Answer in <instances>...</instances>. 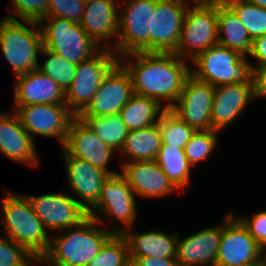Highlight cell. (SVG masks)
I'll return each instance as SVG.
<instances>
[{
	"mask_svg": "<svg viewBox=\"0 0 266 266\" xmlns=\"http://www.w3.org/2000/svg\"><path fill=\"white\" fill-rule=\"evenodd\" d=\"M118 10L116 55L151 52L152 11L156 0H123Z\"/></svg>",
	"mask_w": 266,
	"mask_h": 266,
	"instance_id": "9c48e42d",
	"label": "cell"
},
{
	"mask_svg": "<svg viewBox=\"0 0 266 266\" xmlns=\"http://www.w3.org/2000/svg\"><path fill=\"white\" fill-rule=\"evenodd\" d=\"M249 55L256 59L257 62L255 65L251 64V66L266 65V35L253 39Z\"/></svg>",
	"mask_w": 266,
	"mask_h": 266,
	"instance_id": "b9f144b4",
	"label": "cell"
},
{
	"mask_svg": "<svg viewBox=\"0 0 266 266\" xmlns=\"http://www.w3.org/2000/svg\"><path fill=\"white\" fill-rule=\"evenodd\" d=\"M191 75L214 87L244 83L253 84V69L248 56L241 55L221 44H216L198 54L193 60Z\"/></svg>",
	"mask_w": 266,
	"mask_h": 266,
	"instance_id": "5b68a950",
	"label": "cell"
},
{
	"mask_svg": "<svg viewBox=\"0 0 266 266\" xmlns=\"http://www.w3.org/2000/svg\"><path fill=\"white\" fill-rule=\"evenodd\" d=\"M161 144L162 139L158 123L129 131L123 149L120 151V155L126 158L121 163L155 160Z\"/></svg>",
	"mask_w": 266,
	"mask_h": 266,
	"instance_id": "4316f807",
	"label": "cell"
},
{
	"mask_svg": "<svg viewBox=\"0 0 266 266\" xmlns=\"http://www.w3.org/2000/svg\"><path fill=\"white\" fill-rule=\"evenodd\" d=\"M263 266H266V253L263 255Z\"/></svg>",
	"mask_w": 266,
	"mask_h": 266,
	"instance_id": "f6af8a7d",
	"label": "cell"
},
{
	"mask_svg": "<svg viewBox=\"0 0 266 266\" xmlns=\"http://www.w3.org/2000/svg\"><path fill=\"white\" fill-rule=\"evenodd\" d=\"M252 41L236 13L225 2L218 1V43L247 56Z\"/></svg>",
	"mask_w": 266,
	"mask_h": 266,
	"instance_id": "484cf974",
	"label": "cell"
},
{
	"mask_svg": "<svg viewBox=\"0 0 266 266\" xmlns=\"http://www.w3.org/2000/svg\"><path fill=\"white\" fill-rule=\"evenodd\" d=\"M100 137L105 144L112 148L117 154L123 149L126 137L129 133L122 117L110 116H78Z\"/></svg>",
	"mask_w": 266,
	"mask_h": 266,
	"instance_id": "f546056e",
	"label": "cell"
},
{
	"mask_svg": "<svg viewBox=\"0 0 266 266\" xmlns=\"http://www.w3.org/2000/svg\"><path fill=\"white\" fill-rule=\"evenodd\" d=\"M25 23V24H24ZM43 48L40 25L34 21L0 20V49L15 76L37 70Z\"/></svg>",
	"mask_w": 266,
	"mask_h": 266,
	"instance_id": "277c9868",
	"label": "cell"
},
{
	"mask_svg": "<svg viewBox=\"0 0 266 266\" xmlns=\"http://www.w3.org/2000/svg\"><path fill=\"white\" fill-rule=\"evenodd\" d=\"M0 235L23 246L38 261L47 252L50 236L26 195L2 194ZM3 232V233H2Z\"/></svg>",
	"mask_w": 266,
	"mask_h": 266,
	"instance_id": "3957f363",
	"label": "cell"
},
{
	"mask_svg": "<svg viewBox=\"0 0 266 266\" xmlns=\"http://www.w3.org/2000/svg\"><path fill=\"white\" fill-rule=\"evenodd\" d=\"M133 189L127 180L119 173L109 176L101 187L97 202L88 210L89 216L104 225L101 217L110 222H119L120 225L112 227L114 234H123L136 223L137 202Z\"/></svg>",
	"mask_w": 266,
	"mask_h": 266,
	"instance_id": "52a82bcc",
	"label": "cell"
},
{
	"mask_svg": "<svg viewBox=\"0 0 266 266\" xmlns=\"http://www.w3.org/2000/svg\"><path fill=\"white\" fill-rule=\"evenodd\" d=\"M258 245L261 253L264 255L266 253V239H263Z\"/></svg>",
	"mask_w": 266,
	"mask_h": 266,
	"instance_id": "ee69618b",
	"label": "cell"
},
{
	"mask_svg": "<svg viewBox=\"0 0 266 266\" xmlns=\"http://www.w3.org/2000/svg\"><path fill=\"white\" fill-rule=\"evenodd\" d=\"M222 223L181 238L178 233L176 259L179 266H216Z\"/></svg>",
	"mask_w": 266,
	"mask_h": 266,
	"instance_id": "44dd1931",
	"label": "cell"
},
{
	"mask_svg": "<svg viewBox=\"0 0 266 266\" xmlns=\"http://www.w3.org/2000/svg\"><path fill=\"white\" fill-rule=\"evenodd\" d=\"M118 62L119 57L113 50L101 48L76 65L72 84L65 92V104L76 116L88 106L104 77Z\"/></svg>",
	"mask_w": 266,
	"mask_h": 266,
	"instance_id": "30bf717a",
	"label": "cell"
},
{
	"mask_svg": "<svg viewBox=\"0 0 266 266\" xmlns=\"http://www.w3.org/2000/svg\"><path fill=\"white\" fill-rule=\"evenodd\" d=\"M39 25L43 47L72 63L87 60L101 49L80 24L67 19L46 17Z\"/></svg>",
	"mask_w": 266,
	"mask_h": 266,
	"instance_id": "ba28073f",
	"label": "cell"
},
{
	"mask_svg": "<svg viewBox=\"0 0 266 266\" xmlns=\"http://www.w3.org/2000/svg\"><path fill=\"white\" fill-rule=\"evenodd\" d=\"M254 5L261 7V8H266V0H247Z\"/></svg>",
	"mask_w": 266,
	"mask_h": 266,
	"instance_id": "7bdbcfd3",
	"label": "cell"
},
{
	"mask_svg": "<svg viewBox=\"0 0 266 266\" xmlns=\"http://www.w3.org/2000/svg\"><path fill=\"white\" fill-rule=\"evenodd\" d=\"M12 10L5 18L11 20L40 22L47 17L49 0H12Z\"/></svg>",
	"mask_w": 266,
	"mask_h": 266,
	"instance_id": "8d00e7d4",
	"label": "cell"
},
{
	"mask_svg": "<svg viewBox=\"0 0 266 266\" xmlns=\"http://www.w3.org/2000/svg\"><path fill=\"white\" fill-rule=\"evenodd\" d=\"M241 20L251 39L266 35V8H261L247 0L224 1Z\"/></svg>",
	"mask_w": 266,
	"mask_h": 266,
	"instance_id": "4dcf8cb0",
	"label": "cell"
},
{
	"mask_svg": "<svg viewBox=\"0 0 266 266\" xmlns=\"http://www.w3.org/2000/svg\"><path fill=\"white\" fill-rule=\"evenodd\" d=\"M193 0H156L152 11L151 52H175L187 8Z\"/></svg>",
	"mask_w": 266,
	"mask_h": 266,
	"instance_id": "5bb4252c",
	"label": "cell"
},
{
	"mask_svg": "<svg viewBox=\"0 0 266 266\" xmlns=\"http://www.w3.org/2000/svg\"><path fill=\"white\" fill-rule=\"evenodd\" d=\"M187 61L174 52H133L119 57L131 76L134 94L154 99L166 110L175 105L191 75Z\"/></svg>",
	"mask_w": 266,
	"mask_h": 266,
	"instance_id": "6da1fadb",
	"label": "cell"
},
{
	"mask_svg": "<svg viewBox=\"0 0 266 266\" xmlns=\"http://www.w3.org/2000/svg\"><path fill=\"white\" fill-rule=\"evenodd\" d=\"M255 99L266 98V65L252 66Z\"/></svg>",
	"mask_w": 266,
	"mask_h": 266,
	"instance_id": "ab89813d",
	"label": "cell"
},
{
	"mask_svg": "<svg viewBox=\"0 0 266 266\" xmlns=\"http://www.w3.org/2000/svg\"><path fill=\"white\" fill-rule=\"evenodd\" d=\"M240 217L238 218L247 227L250 235L258 244L263 239H266V209L258 212L256 211L251 217L245 215Z\"/></svg>",
	"mask_w": 266,
	"mask_h": 266,
	"instance_id": "f35d334b",
	"label": "cell"
},
{
	"mask_svg": "<svg viewBox=\"0 0 266 266\" xmlns=\"http://www.w3.org/2000/svg\"><path fill=\"white\" fill-rule=\"evenodd\" d=\"M40 55L41 57L44 55L47 58L44 59L45 61L42 62V64H39L38 69L49 76L64 92H66L74 79L77 64L64 59L60 55L44 47Z\"/></svg>",
	"mask_w": 266,
	"mask_h": 266,
	"instance_id": "836d02e7",
	"label": "cell"
},
{
	"mask_svg": "<svg viewBox=\"0 0 266 266\" xmlns=\"http://www.w3.org/2000/svg\"><path fill=\"white\" fill-rule=\"evenodd\" d=\"M62 148L70 156L87 161L107 172L110 176L120 173L108 168L115 151L105 144L89 125L78 116L72 120Z\"/></svg>",
	"mask_w": 266,
	"mask_h": 266,
	"instance_id": "e0dca14e",
	"label": "cell"
},
{
	"mask_svg": "<svg viewBox=\"0 0 266 266\" xmlns=\"http://www.w3.org/2000/svg\"><path fill=\"white\" fill-rule=\"evenodd\" d=\"M88 216L79 225L50 237L47 252L38 261L45 266H87L103 244L114 234L111 228ZM104 228V229H103Z\"/></svg>",
	"mask_w": 266,
	"mask_h": 266,
	"instance_id": "7a4b0ae2",
	"label": "cell"
},
{
	"mask_svg": "<svg viewBox=\"0 0 266 266\" xmlns=\"http://www.w3.org/2000/svg\"><path fill=\"white\" fill-rule=\"evenodd\" d=\"M61 153L71 194L79 198L78 202L88 211L97 202L101 187L110 175L87 161L70 156L63 148Z\"/></svg>",
	"mask_w": 266,
	"mask_h": 266,
	"instance_id": "ac0fdd59",
	"label": "cell"
},
{
	"mask_svg": "<svg viewBox=\"0 0 266 266\" xmlns=\"http://www.w3.org/2000/svg\"><path fill=\"white\" fill-rule=\"evenodd\" d=\"M129 246L122 234H113L87 266H130Z\"/></svg>",
	"mask_w": 266,
	"mask_h": 266,
	"instance_id": "d6a6232c",
	"label": "cell"
},
{
	"mask_svg": "<svg viewBox=\"0 0 266 266\" xmlns=\"http://www.w3.org/2000/svg\"><path fill=\"white\" fill-rule=\"evenodd\" d=\"M215 87L190 75L175 105L170 109L188 126L197 130H212L211 110Z\"/></svg>",
	"mask_w": 266,
	"mask_h": 266,
	"instance_id": "2e32d148",
	"label": "cell"
},
{
	"mask_svg": "<svg viewBox=\"0 0 266 266\" xmlns=\"http://www.w3.org/2000/svg\"><path fill=\"white\" fill-rule=\"evenodd\" d=\"M116 0H95L86 3L83 17L80 21L81 27L101 48L111 49L116 54L118 38V7ZM115 39L107 42L110 39Z\"/></svg>",
	"mask_w": 266,
	"mask_h": 266,
	"instance_id": "603a6c76",
	"label": "cell"
},
{
	"mask_svg": "<svg viewBox=\"0 0 266 266\" xmlns=\"http://www.w3.org/2000/svg\"><path fill=\"white\" fill-rule=\"evenodd\" d=\"M120 174L141 198H166L174 192L181 193L155 160L121 163Z\"/></svg>",
	"mask_w": 266,
	"mask_h": 266,
	"instance_id": "d6986e66",
	"label": "cell"
},
{
	"mask_svg": "<svg viewBox=\"0 0 266 266\" xmlns=\"http://www.w3.org/2000/svg\"><path fill=\"white\" fill-rule=\"evenodd\" d=\"M158 125L161 132L162 143L179 149L185 148V145L195 132L193 128L188 126L170 109L165 110L160 115Z\"/></svg>",
	"mask_w": 266,
	"mask_h": 266,
	"instance_id": "1f68e13d",
	"label": "cell"
},
{
	"mask_svg": "<svg viewBox=\"0 0 266 266\" xmlns=\"http://www.w3.org/2000/svg\"><path fill=\"white\" fill-rule=\"evenodd\" d=\"M133 229V227L129 228L122 234L128 242L130 258L176 257L177 231L167 234L162 230L135 232Z\"/></svg>",
	"mask_w": 266,
	"mask_h": 266,
	"instance_id": "d4e9b609",
	"label": "cell"
},
{
	"mask_svg": "<svg viewBox=\"0 0 266 266\" xmlns=\"http://www.w3.org/2000/svg\"><path fill=\"white\" fill-rule=\"evenodd\" d=\"M216 44L218 1L193 0L187 8L180 43L174 53L189 62Z\"/></svg>",
	"mask_w": 266,
	"mask_h": 266,
	"instance_id": "8992f818",
	"label": "cell"
},
{
	"mask_svg": "<svg viewBox=\"0 0 266 266\" xmlns=\"http://www.w3.org/2000/svg\"><path fill=\"white\" fill-rule=\"evenodd\" d=\"M254 99L253 84L234 83L215 87L211 110L212 129L223 132Z\"/></svg>",
	"mask_w": 266,
	"mask_h": 266,
	"instance_id": "7402d4cb",
	"label": "cell"
},
{
	"mask_svg": "<svg viewBox=\"0 0 266 266\" xmlns=\"http://www.w3.org/2000/svg\"><path fill=\"white\" fill-rule=\"evenodd\" d=\"M0 153L11 161L39 166V155L36 142L24 129L18 114L0 112Z\"/></svg>",
	"mask_w": 266,
	"mask_h": 266,
	"instance_id": "ffe728a7",
	"label": "cell"
},
{
	"mask_svg": "<svg viewBox=\"0 0 266 266\" xmlns=\"http://www.w3.org/2000/svg\"><path fill=\"white\" fill-rule=\"evenodd\" d=\"M26 196L48 232H59L77 226L89 216L77 198L64 192Z\"/></svg>",
	"mask_w": 266,
	"mask_h": 266,
	"instance_id": "4fadbf2b",
	"label": "cell"
},
{
	"mask_svg": "<svg viewBox=\"0 0 266 266\" xmlns=\"http://www.w3.org/2000/svg\"><path fill=\"white\" fill-rule=\"evenodd\" d=\"M155 161L178 192L188 187L193 167L189 164L184 149L162 143Z\"/></svg>",
	"mask_w": 266,
	"mask_h": 266,
	"instance_id": "f1b7e54d",
	"label": "cell"
},
{
	"mask_svg": "<svg viewBox=\"0 0 266 266\" xmlns=\"http://www.w3.org/2000/svg\"><path fill=\"white\" fill-rule=\"evenodd\" d=\"M133 95L131 76L118 62L104 77L91 102L78 116L118 115Z\"/></svg>",
	"mask_w": 266,
	"mask_h": 266,
	"instance_id": "9a60e30c",
	"label": "cell"
},
{
	"mask_svg": "<svg viewBox=\"0 0 266 266\" xmlns=\"http://www.w3.org/2000/svg\"><path fill=\"white\" fill-rule=\"evenodd\" d=\"M216 266H263V254L247 227L232 211L222 222Z\"/></svg>",
	"mask_w": 266,
	"mask_h": 266,
	"instance_id": "8fae6325",
	"label": "cell"
},
{
	"mask_svg": "<svg viewBox=\"0 0 266 266\" xmlns=\"http://www.w3.org/2000/svg\"><path fill=\"white\" fill-rule=\"evenodd\" d=\"M85 7L84 0H49L47 17L67 19L79 24Z\"/></svg>",
	"mask_w": 266,
	"mask_h": 266,
	"instance_id": "74e56055",
	"label": "cell"
},
{
	"mask_svg": "<svg viewBox=\"0 0 266 266\" xmlns=\"http://www.w3.org/2000/svg\"><path fill=\"white\" fill-rule=\"evenodd\" d=\"M13 86L12 106L65 103V92L39 69L17 76Z\"/></svg>",
	"mask_w": 266,
	"mask_h": 266,
	"instance_id": "cb8c5ba5",
	"label": "cell"
},
{
	"mask_svg": "<svg viewBox=\"0 0 266 266\" xmlns=\"http://www.w3.org/2000/svg\"><path fill=\"white\" fill-rule=\"evenodd\" d=\"M219 131L197 130L185 145L184 152L189 164L195 168L200 161H205L214 153L218 145Z\"/></svg>",
	"mask_w": 266,
	"mask_h": 266,
	"instance_id": "e575fe53",
	"label": "cell"
},
{
	"mask_svg": "<svg viewBox=\"0 0 266 266\" xmlns=\"http://www.w3.org/2000/svg\"><path fill=\"white\" fill-rule=\"evenodd\" d=\"M165 110L156 100L134 94L119 115L128 130L132 131L158 123Z\"/></svg>",
	"mask_w": 266,
	"mask_h": 266,
	"instance_id": "83f0119b",
	"label": "cell"
},
{
	"mask_svg": "<svg viewBox=\"0 0 266 266\" xmlns=\"http://www.w3.org/2000/svg\"><path fill=\"white\" fill-rule=\"evenodd\" d=\"M38 260L23 246L0 235V266H37Z\"/></svg>",
	"mask_w": 266,
	"mask_h": 266,
	"instance_id": "d590c367",
	"label": "cell"
},
{
	"mask_svg": "<svg viewBox=\"0 0 266 266\" xmlns=\"http://www.w3.org/2000/svg\"><path fill=\"white\" fill-rule=\"evenodd\" d=\"M206 1H220V2H224L225 0H206Z\"/></svg>",
	"mask_w": 266,
	"mask_h": 266,
	"instance_id": "7dc6e473",
	"label": "cell"
},
{
	"mask_svg": "<svg viewBox=\"0 0 266 266\" xmlns=\"http://www.w3.org/2000/svg\"><path fill=\"white\" fill-rule=\"evenodd\" d=\"M24 129L35 140V135L57 139L61 148L76 115L65 103L13 106Z\"/></svg>",
	"mask_w": 266,
	"mask_h": 266,
	"instance_id": "7c38bea8",
	"label": "cell"
},
{
	"mask_svg": "<svg viewBox=\"0 0 266 266\" xmlns=\"http://www.w3.org/2000/svg\"><path fill=\"white\" fill-rule=\"evenodd\" d=\"M130 266H179L176 257L153 258L139 257L130 258Z\"/></svg>",
	"mask_w": 266,
	"mask_h": 266,
	"instance_id": "60d3db41",
	"label": "cell"
},
{
	"mask_svg": "<svg viewBox=\"0 0 266 266\" xmlns=\"http://www.w3.org/2000/svg\"><path fill=\"white\" fill-rule=\"evenodd\" d=\"M84 1H85V3H90V2H93L95 0H84Z\"/></svg>",
	"mask_w": 266,
	"mask_h": 266,
	"instance_id": "bcb514c9",
	"label": "cell"
}]
</instances>
